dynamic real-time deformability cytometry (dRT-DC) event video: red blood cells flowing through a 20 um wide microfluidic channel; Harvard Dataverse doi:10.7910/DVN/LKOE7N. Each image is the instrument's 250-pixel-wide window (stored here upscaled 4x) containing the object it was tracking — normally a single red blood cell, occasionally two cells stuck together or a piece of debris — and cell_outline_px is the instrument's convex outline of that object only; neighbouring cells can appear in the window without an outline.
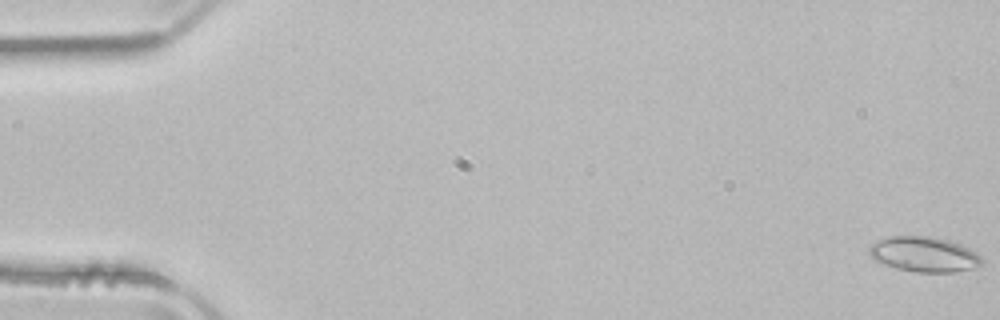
{"species": "common noctule bat (a hibernating species)", "species_latin": "Nyctalus noctula", "temperature_condition": "room temperature", "stored_images_in_passage": 9, "camera_frame_rate_fps": 3000, "um_per_image_px": 0.085, "animal": {"sex": "male", "body_mass_g": 21.5, "forearm_length_mm": 52.0}, "frame": {"image": 1, "passage_image": 1, "time_ms": 0.0, "image_size_px": [1000, 320], "cell_outline_px": [[984, 260], [980, 264], [972, 268], [952, 272], [916, 272], [896, 268], [872, 260], [868, 256], [868, 248], [872, 244], [888, 236], [928, 236], [948, 240], [960, 244], [976, 252]], "centroid_in_image_um": [78.5, 21.62], "position_along_channel_um": 6.5, "area_um2": 23.06}}